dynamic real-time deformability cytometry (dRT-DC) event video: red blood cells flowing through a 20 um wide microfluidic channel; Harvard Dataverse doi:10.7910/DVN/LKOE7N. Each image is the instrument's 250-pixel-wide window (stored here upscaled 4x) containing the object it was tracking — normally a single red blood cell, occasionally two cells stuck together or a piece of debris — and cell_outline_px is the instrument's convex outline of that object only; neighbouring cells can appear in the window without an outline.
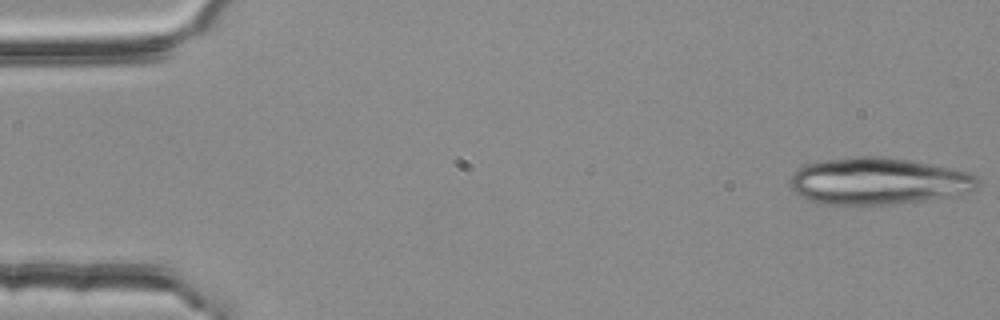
{"species": "common noctule bat (a hibernating species)", "species_latin": "Nyctalus noctula", "temperature_condition": "room temperature", "stored_images_in_passage": 20, "camera_frame_rate_fps": 3000, "um_per_image_px": 0.085, "animal": {"sex": "female", "body_mass_g": 25.1}, "frame": {"image": 1, "passage_image": 1, "time_ms": 0.0, "image_size_px": [1000, 320], "cell_outline_px": [[980, 184], [972, 192], [960, 196], [892, 204], [844, 208], [824, 204], [800, 196], [788, 184], [788, 180], [800, 168], [808, 164], [820, 160], [852, 156], [884, 156], [908, 160], [952, 168], [968, 172], [976, 176], [980, 180]], "centroid_in_image_um": [74.68, 15.43], "position_along_channel_um": 10.3, "area_um2": 52.6}}